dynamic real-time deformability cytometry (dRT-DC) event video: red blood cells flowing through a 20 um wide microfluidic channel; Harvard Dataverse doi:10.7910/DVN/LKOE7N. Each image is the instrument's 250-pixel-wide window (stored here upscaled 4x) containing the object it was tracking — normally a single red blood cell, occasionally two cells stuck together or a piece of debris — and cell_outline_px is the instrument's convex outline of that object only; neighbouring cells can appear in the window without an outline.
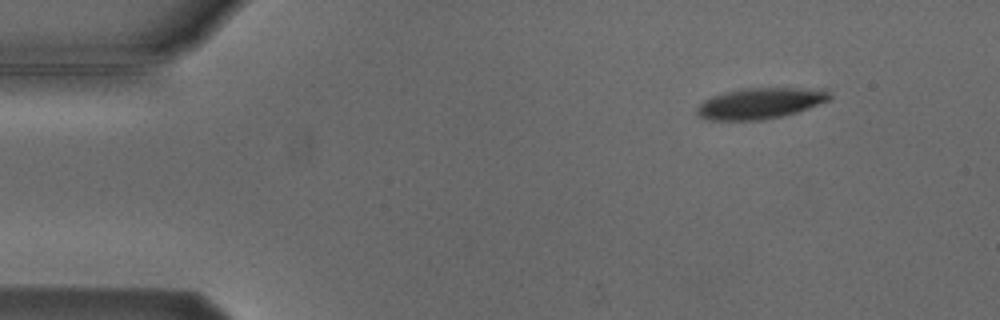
{"species": "Egyptian fruit bat (a non-hibernating species)", "species_latin": "Rousettus aegyptiacus", "temperature_condition": "cold", "stored_images_in_passage": 4, "camera_frame_rate_fps": 3000, "um_per_image_px": 0.085, "animal": {"sex": "male"}, "frame": {"image": 1, "passage_image": 1, "time_ms": 0.0, "image_size_px": [1000, 320], "cell_outline_px": [[832, 96], [828, 100], [808, 108], [796, 112], [780, 116], [760, 120], [708, 120], [700, 116], [696, 112], [696, 108], [704, 100], [712, 96], [724, 92], [740, 88], [828, 88]], "centroid_in_image_um": [64.63, 8.76], "position_along_channel_um": 20.4, "area_um2": 23.99}}
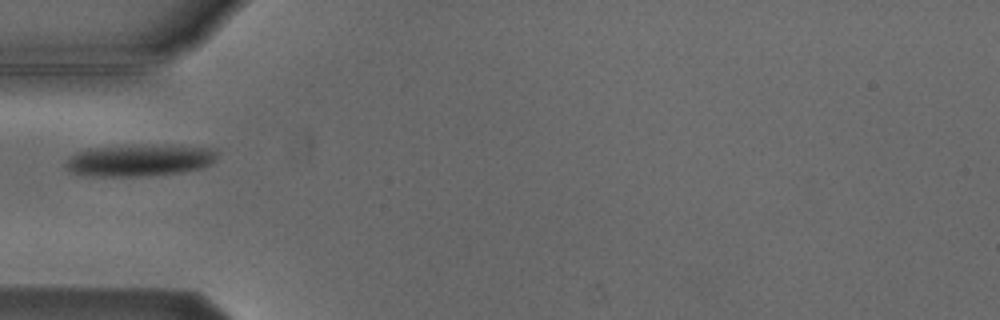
{"frame": {"image": 2, "passage_image": 4, "time_ms": 3.667, "image_size_px": [1000, 320], "cell_outline_px": [[220, 152], [216, 160], [200, 168], [180, 172], [148, 176], [84, 176], [68, 172], [64, 168], [64, 164], [68, 156], [76, 152], [88, 148], [128, 144], [180, 144], [216, 148]], "centroid_in_image_um": [11.85, 13.58], "position_along_channel_um": 73.2, "area_um2": 29.54}}